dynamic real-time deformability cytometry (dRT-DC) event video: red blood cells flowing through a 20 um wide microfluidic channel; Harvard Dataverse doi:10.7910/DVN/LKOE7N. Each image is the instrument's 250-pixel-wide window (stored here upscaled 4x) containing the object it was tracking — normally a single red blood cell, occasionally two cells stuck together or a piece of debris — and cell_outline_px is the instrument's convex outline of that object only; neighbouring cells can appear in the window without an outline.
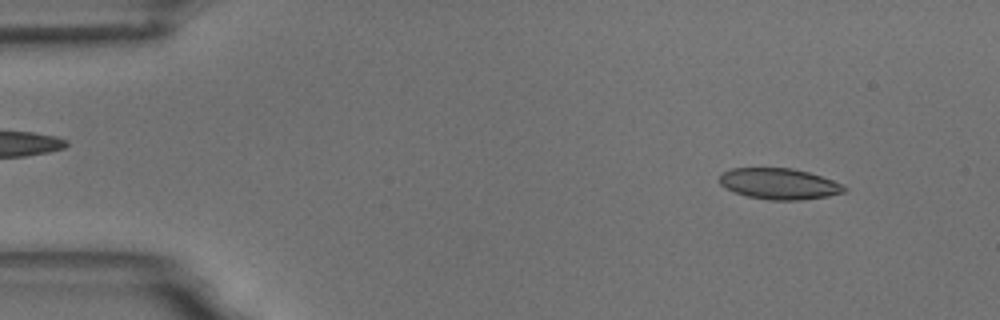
{"species": "common noctule bat (a hibernating species)", "species_latin": "Nyctalus noctula", "temperature_condition": "room temperature", "stored_images_in_passage": 54, "camera_frame_rate_fps": 3000, "um_per_image_px": 0.085, "animal": {"sex": "male", "body_mass_g": 18.8}, "frame": {"image": 1, "passage_image": 5, "time_ms": 1.333, "image_size_px": [1000, 320], "cell_outline_px": [[848, 192], [828, 196], [800, 200], [768, 200], [748, 196], [732, 192], [724, 188], [720, 184], [720, 176], [724, 172], [732, 168], [792, 168], [808, 172], [844, 184], [848, 188]], "centroid_in_image_um": [66.26, 15.63], "position_along_channel_um": 18.7, "area_um2": 22.72}}
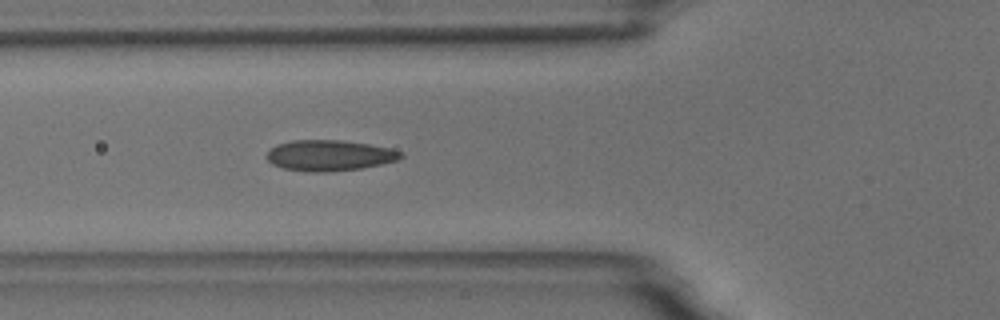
{"frame": {"image": 2, "passage_image": 19, "time_ms": 6.0, "image_size_px": [1000, 320], "cell_outline_px": [[404, 156], [396, 160], [380, 164], [360, 168], [324, 172], [316, 172], [284, 168], [272, 164], [268, 160], [268, 152], [276, 144], [292, 140], [340, 140], [368, 144], [388, 148], [404, 152]], "centroid_in_image_um": [28.01, 13.2], "position_along_channel_um": 97.8, "area_um2": 23.7}}
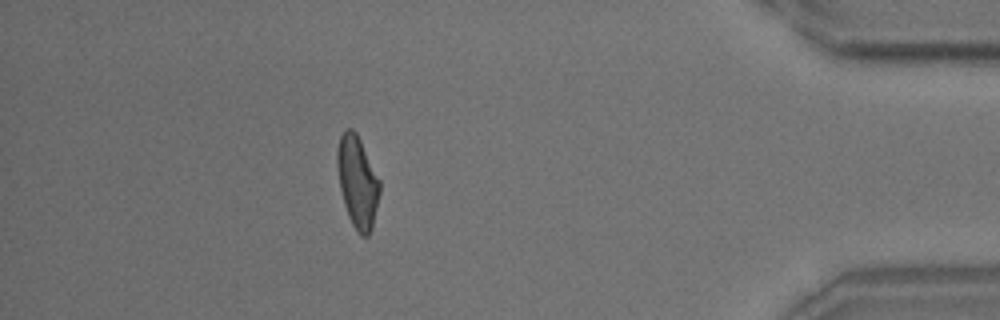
{"frame": {"image": 3, "passage_image": 48, "time_ms": 15.667, "image_size_px": [1000, 320], "cell_outline_px": [[380, 192], [372, 228], [368, 236], [360, 236], [356, 232], [348, 216], [344, 204], [340, 188], [336, 168], [336, 152], [340, 136], [344, 128], [352, 128], [356, 132], [380, 180]], "centroid_in_image_um": [30.37, 15.46], "position_along_channel_um": 404.8, "area_um2": 22.89}, "authors_computed_cell_mechanics": {"area_um2": 22.8888, "velocity_mm_per_s": 3.651, "shape_relaxation_time_tau1_ms": null, "shape_relaxation_time_tau2_ms": 1.8748, "deformation_change_tau1": null, "deformation_change_tau2": 0.1065}}